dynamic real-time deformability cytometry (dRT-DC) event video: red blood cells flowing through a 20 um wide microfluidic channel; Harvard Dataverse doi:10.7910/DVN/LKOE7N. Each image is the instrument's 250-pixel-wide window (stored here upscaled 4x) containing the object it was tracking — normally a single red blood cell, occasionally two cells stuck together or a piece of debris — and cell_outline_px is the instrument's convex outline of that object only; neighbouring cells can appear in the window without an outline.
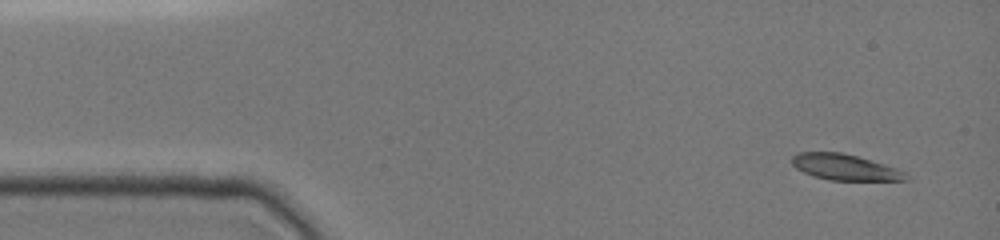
{"species": "common noctule bat (a hibernating species)", "species_latin": "Nyctalus noctula", "temperature_condition": "cold", "stored_images_in_passage": 12, "camera_frame_rate_fps": 3000, "um_per_image_px": 0.085, "animal": {"sex": "female", "body_mass_g": 19.0, "forearm_length_mm": 51.5}, "frame": {"image": 1, "passage_image": 1, "time_ms": 0.0, "image_size_px": [1000, 240], "cell_outline_px": [[908, 180], [828, 180], [812, 176], [796, 168], [792, 164], [792, 156], [796, 152], [844, 152], [896, 168], [904, 172], [908, 176]], "centroid_in_image_um": [71.77, 14.2], "position_along_channel_um": 13.2, "area_um2": 17.17}}
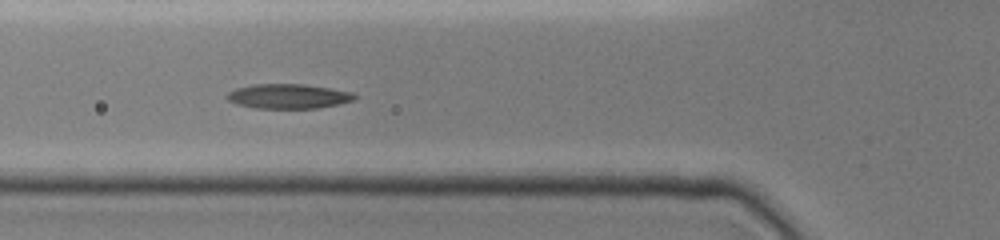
{"frame": {"image": 2, "passage_image": 9, "time_ms": 4.667, "image_size_px": [1000, 240], "cell_outline_px": [[360, 96], [356, 100], [340, 104], [316, 108], [256, 108], [236, 104], [228, 100], [224, 96], [228, 92], [236, 88], [252, 84], [304, 84], [332, 88], [352, 92]], "centroid_in_image_um": [24.55, 8.18], "position_along_channel_um": 101.3, "area_um2": 18.61}}
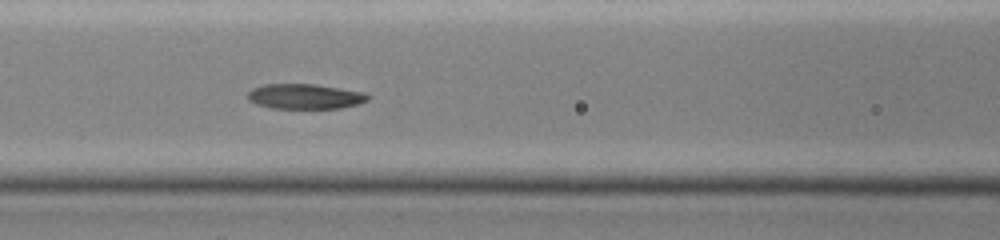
{"frame": {"image": 3, "passage_image": 12, "time_ms": 5.667, "image_size_px": [1000, 240], "cell_outline_px": [[372, 96], [368, 100], [356, 104], [340, 108], [272, 108], [256, 104], [248, 100], [248, 92], [252, 88], [264, 84], [312, 84], [368, 92]], "centroid_in_image_um": [25.95, 8.19], "position_along_channel_um": 140.7, "area_um2": 17.63}}